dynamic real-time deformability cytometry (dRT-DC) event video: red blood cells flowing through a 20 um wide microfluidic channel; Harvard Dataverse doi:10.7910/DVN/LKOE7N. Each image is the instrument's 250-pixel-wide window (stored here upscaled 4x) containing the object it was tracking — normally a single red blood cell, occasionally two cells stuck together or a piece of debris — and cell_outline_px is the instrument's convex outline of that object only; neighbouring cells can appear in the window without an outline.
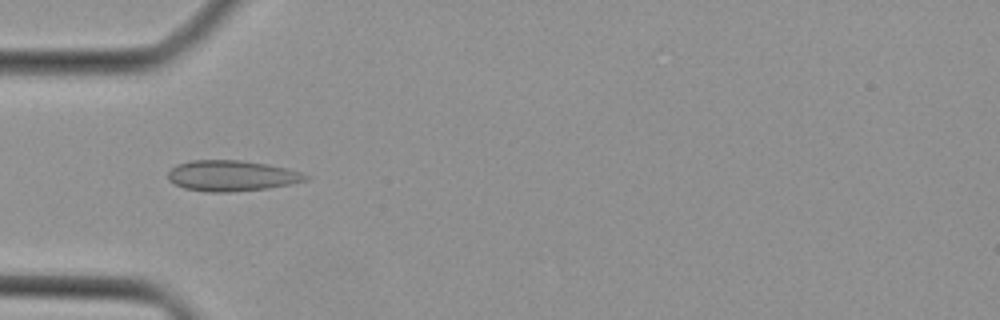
{"species": "Egyptian fruit bat (a non-hibernating species)", "species_latin": "Rousettus aegyptiacus", "temperature_condition": "cold", "stored_images_in_passage": 6, "camera_frame_rate_fps": 3000, "um_per_image_px": 0.085, "animal": {"sex": "female"}, "frame": {"image": 1, "passage_image": 3, "time_ms": 2.333, "image_size_px": [1000, 320], "cell_outline_px": [[308, 176], [304, 180], [292, 184], [268, 188], [228, 192], [208, 192], [184, 188], [168, 180], [168, 172], [176, 164], [192, 160], [240, 160], [268, 164], [288, 168], [300, 172]], "centroid_in_image_um": [19.67, 14.93], "position_along_channel_um": 65.3, "area_um2": 24.57}}